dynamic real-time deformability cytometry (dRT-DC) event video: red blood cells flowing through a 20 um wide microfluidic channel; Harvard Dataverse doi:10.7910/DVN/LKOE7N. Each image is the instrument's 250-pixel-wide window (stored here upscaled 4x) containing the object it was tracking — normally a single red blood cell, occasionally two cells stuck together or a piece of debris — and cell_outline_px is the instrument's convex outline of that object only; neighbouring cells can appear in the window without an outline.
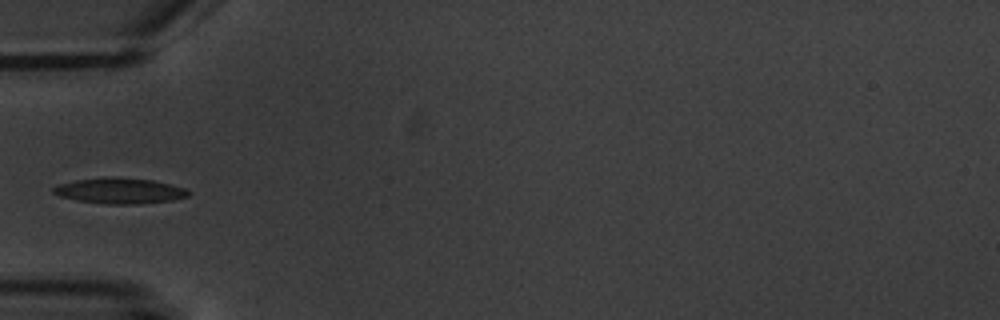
{"species": "common noctule bat (a hibernating species)", "species_latin": "Nyctalus noctula", "temperature_condition": "warm", "stored_images_in_passage": 6, "camera_frame_rate_fps": 3000, "um_per_image_px": 0.085, "animal": {"sex": "male", "body_mass_g": 20.1, "forearm_length_mm": 53.5}, "frame": {"image": 1, "passage_image": 6, "time_ms": 6.0, "image_size_px": [1000, 320], "cell_outline_px": [[192, 192], [188, 196], [172, 200], [140, 204], [108, 204], [76, 200], [60, 196], [52, 192], [52, 188], [60, 184], [76, 180], [112, 176], [120, 176], [152, 180], [184, 188]], "centroid_in_image_um": [10.18, 16.21], "position_along_channel_um": 74.8, "area_um2": 20.23}}